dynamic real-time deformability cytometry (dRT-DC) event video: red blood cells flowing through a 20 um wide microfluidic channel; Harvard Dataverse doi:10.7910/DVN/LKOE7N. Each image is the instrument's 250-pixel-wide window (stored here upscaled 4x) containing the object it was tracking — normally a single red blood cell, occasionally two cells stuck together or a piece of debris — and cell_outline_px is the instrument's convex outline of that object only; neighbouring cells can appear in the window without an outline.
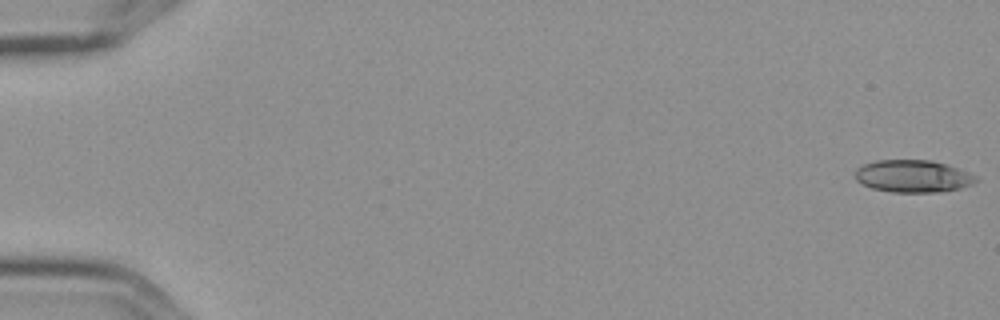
{"species": "Egyptian fruit bat (a non-hibernating species)", "species_latin": "Rousettus aegyptiacus", "temperature_condition": "cold", "stored_images_in_passage": 5, "camera_frame_rate_fps": 3000, "um_per_image_px": 0.085, "frame": {"image": 1, "passage_image": 1, "time_ms": 0.0, "image_size_px": [1000, 320], "cell_outline_px": [[976, 180], [972, 184], [960, 188], [936, 192], [892, 192], [872, 188], [856, 180], [856, 168], [864, 164], [876, 160], [932, 160], [956, 168], [976, 176]], "centroid_in_image_um": [77.56, 14.97], "position_along_channel_um": 7.4, "area_um2": 22.43}}
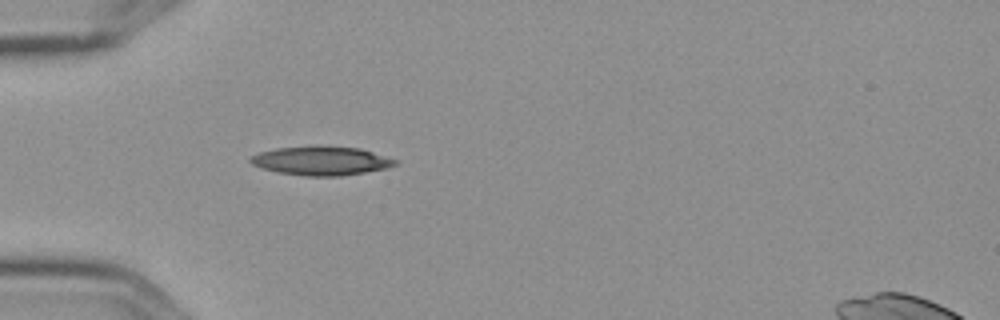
{"frame": {"image": 2, "passage_image": 5, "time_ms": 1.333, "image_size_px": [1000, 320], "cell_outline_px": [[400, 160], [396, 164], [388, 168], [340, 176], [308, 176], [280, 172], [264, 168], [252, 164], [248, 160], [252, 156], [260, 152], [276, 148], [316, 144], [360, 148]], "centroid_in_image_um": [27.35, 13.64], "position_along_channel_um": 57.7, "area_um2": 24.62}}